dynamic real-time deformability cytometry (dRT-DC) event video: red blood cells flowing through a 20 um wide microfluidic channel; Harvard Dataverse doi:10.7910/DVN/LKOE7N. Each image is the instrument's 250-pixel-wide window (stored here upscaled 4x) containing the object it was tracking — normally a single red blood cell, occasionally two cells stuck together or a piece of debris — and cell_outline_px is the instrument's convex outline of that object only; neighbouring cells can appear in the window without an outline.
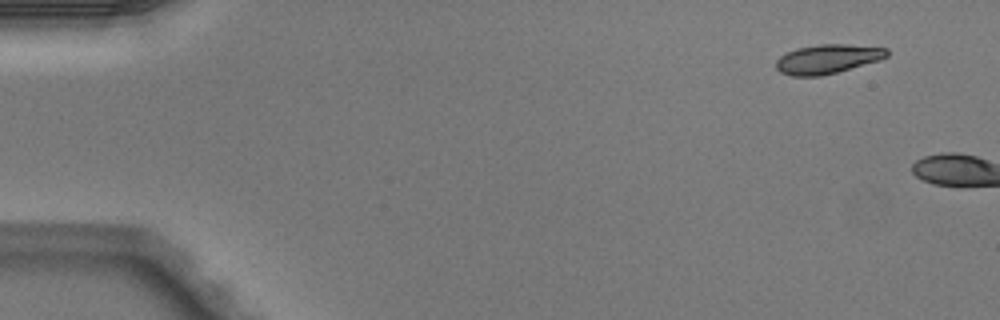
{"species": "Egyptian fruit bat (a non-hibernating species)", "species_latin": "Rousettus aegyptiacus", "temperature_condition": "warm", "stored_images_in_passage": 2, "camera_frame_rate_fps": 3000, "um_per_image_px": 0.085, "animal": {"sex": "male"}, "frame": {"image": 1, "passage_image": 1, "time_ms": 0.0, "image_size_px": [1000, 320], "cell_outline_px": [[888, 56], [880, 60], [836, 72], [820, 76], [792, 76], [780, 72], [776, 68], [776, 60], [780, 56], [796, 48], [816, 44], [848, 44], [888, 48]], "centroid_in_image_um": [70.34, 5.0], "position_along_channel_um": 14.7, "area_um2": 18.9}}